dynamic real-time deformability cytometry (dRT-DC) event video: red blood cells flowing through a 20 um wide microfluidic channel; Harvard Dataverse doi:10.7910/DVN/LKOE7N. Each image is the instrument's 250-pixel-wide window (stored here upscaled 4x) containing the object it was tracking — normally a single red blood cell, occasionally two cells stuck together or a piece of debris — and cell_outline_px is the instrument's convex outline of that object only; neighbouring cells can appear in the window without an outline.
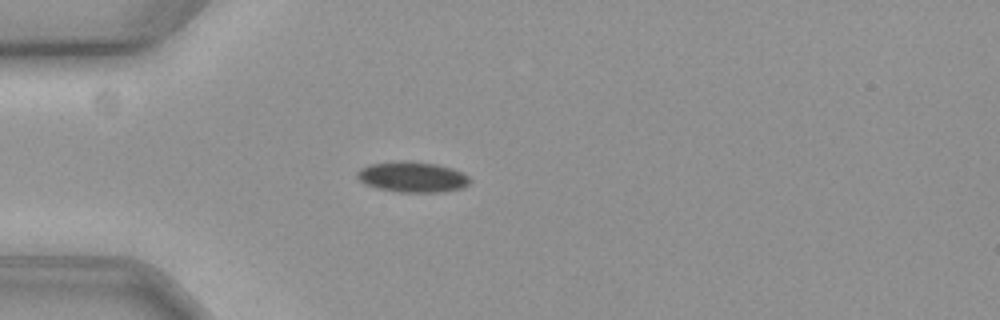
{"species": "common noctule bat (a hibernating species)", "species_latin": "Nyctalus noctula", "temperature_condition": "cold", "stored_images_in_passage": 46, "camera_frame_rate_fps": 3000, "um_per_image_px": 0.085, "animal": {"sex": "female", "body_mass_g": 19.3, "forearm_length_mm": 54.1}, "frame": {"image": 1, "passage_image": 10, "time_ms": 3.0, "image_size_px": [1000, 320], "cell_outline_px": [[472, 180], [468, 184], [460, 188], [444, 192], [400, 192], [376, 188], [364, 184], [356, 176], [356, 172], [360, 168], [368, 164], [392, 160], [412, 160], [436, 164], [452, 168], [468, 176]], "centroid_in_image_um": [35.0, 15.02], "position_along_channel_um": 50.0, "area_um2": 20.46}}
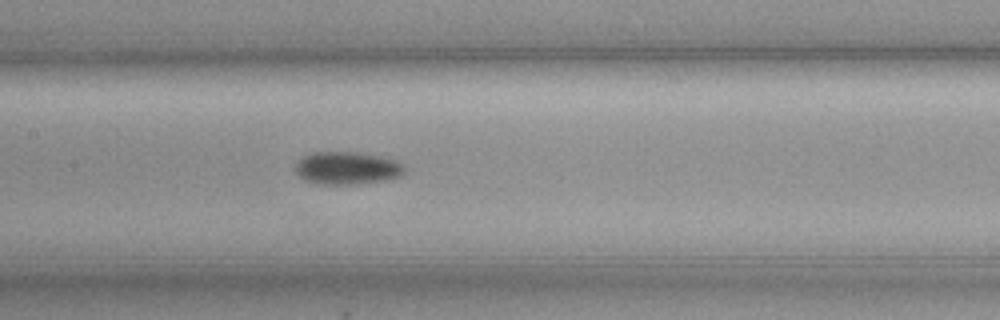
{"frame": {"image": 2, "passage_image": 22, "time_ms": 7.0, "image_size_px": [1000, 320], "cell_outline_px": [[404, 172], [400, 176], [384, 180], [356, 184], [324, 184], [308, 180], [300, 176], [296, 172], [296, 164], [304, 156], [312, 152], [356, 152], [380, 156], [396, 160], [404, 164]], "centroid_in_image_um": [29.54, 14.27], "position_along_channel_um": 177.9, "area_um2": 20.52}}
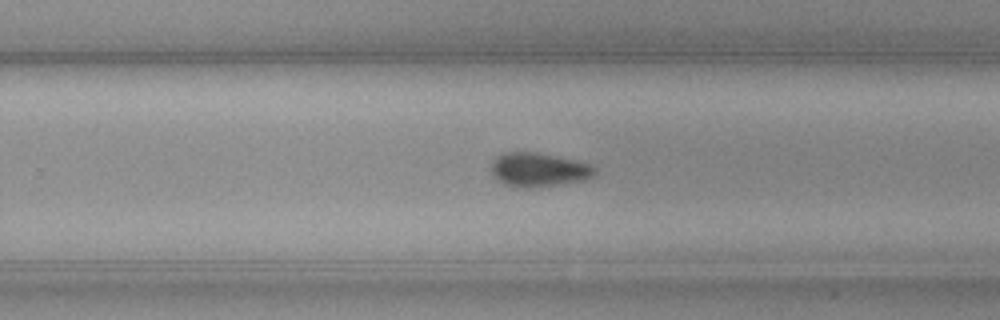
{"frame": {"image": 3, "passage_image": 31, "time_ms": 10.0, "image_size_px": [1000, 320], "cell_outline_px": [[596, 176], [588, 180], [532, 188], [516, 188], [504, 184], [496, 180], [492, 172], [492, 160], [500, 152], [536, 152], [576, 160], [592, 164], [596, 168]], "centroid_in_image_um": [45.81, 14.43], "position_along_channel_um": 284.0, "area_um2": 21.04}, "authors_computed_cell_mechanics": {"area_um2": 19.7387, "velocity_mm_per_s": 3.5676, "shape_relaxation_time_tau1_ms": 5.3922, "shape_relaxation_time_tau2_ms": null, "deformation_change_tau1": 0.0964, "deformation_change_tau2": null}}